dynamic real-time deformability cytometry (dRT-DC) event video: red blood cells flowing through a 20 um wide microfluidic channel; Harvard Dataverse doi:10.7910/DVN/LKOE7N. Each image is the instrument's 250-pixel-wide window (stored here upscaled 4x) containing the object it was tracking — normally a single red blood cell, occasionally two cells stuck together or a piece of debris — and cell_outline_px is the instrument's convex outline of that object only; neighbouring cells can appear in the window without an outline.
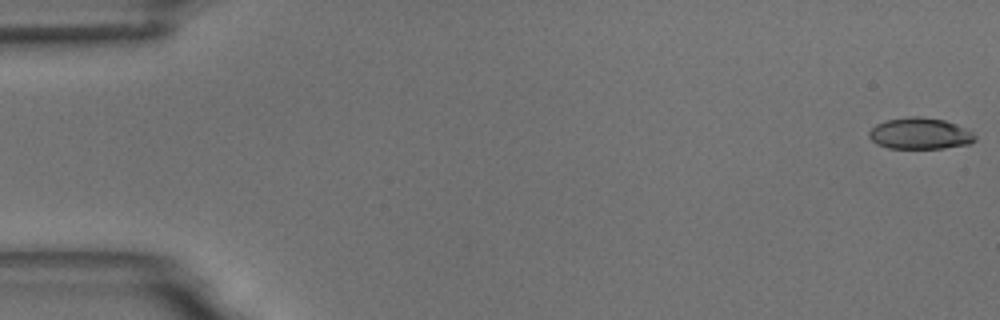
{"species": "common noctule bat (a hibernating species)", "species_latin": "Nyctalus noctula", "temperature_condition": "room temperature", "stored_images_in_passage": 55, "camera_frame_rate_fps": 3000, "um_per_image_px": 0.085, "animal": {"sex": "male", "body_mass_g": 18.8}, "frame": {"image": 1, "passage_image": 1, "time_ms": 0.0, "image_size_px": [1000, 320], "cell_outline_px": [[976, 140], [968, 144], [944, 148], [888, 148], [876, 144], [868, 136], [868, 132], [876, 124], [888, 120], [912, 116], [920, 116], [944, 120], [956, 124], [972, 132], [976, 136]], "centroid_in_image_um": [78.19, 11.35], "position_along_channel_um": 6.8, "area_um2": 19.31}}
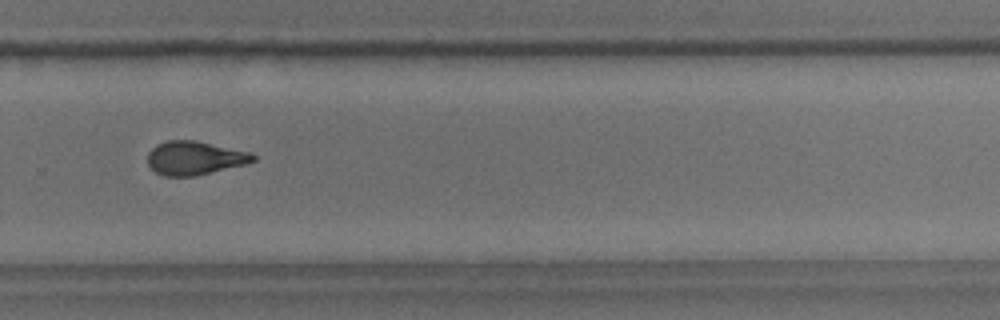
{"frame": {"image": 2, "passage_image": 38, "time_ms": 12.333, "image_size_px": [1000, 320], "cell_outline_px": [[256, 160], [244, 164], [192, 176], [164, 176], [156, 172], [148, 164], [148, 152], [156, 144], [168, 140], [196, 140], [252, 152], [256, 156]], "centroid_in_image_um": [16.54, 13.41], "position_along_channel_um": 313.3, "area_um2": 20.58}}
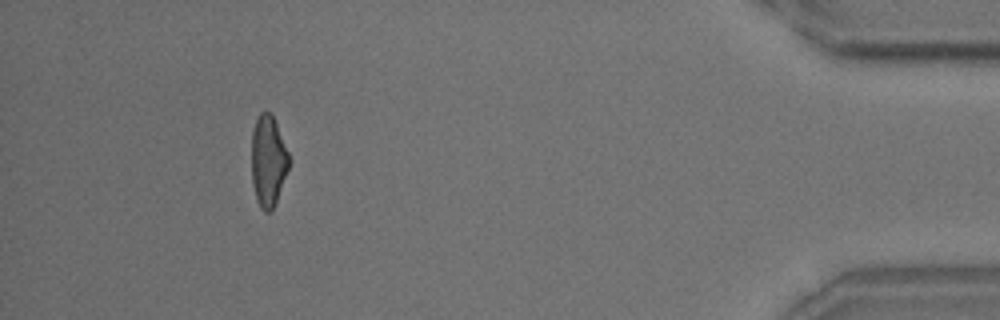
{"frame": {"image": 3, "passage_image": 51, "time_ms": 16.667, "image_size_px": [1000, 320], "cell_outline_px": [[292, 160], [276, 204], [272, 212], [264, 212], [260, 208], [256, 200], [252, 184], [252, 132], [256, 120], [260, 112], [272, 112]], "centroid_in_image_um": [22.82, 13.72], "position_along_channel_um": 412.4, "area_um2": 20.46}, "authors_computed_cell_mechanics": {"area_um2": 20.6346, "velocity_mm_per_s": 3.6816, "shape_relaxation_time_tau1_ms": 5.8783, "shape_relaxation_time_tau2_ms": 2.4614, "deformation_change_tau1": 0.1801, "deformation_change_tau2": 0.1061}}